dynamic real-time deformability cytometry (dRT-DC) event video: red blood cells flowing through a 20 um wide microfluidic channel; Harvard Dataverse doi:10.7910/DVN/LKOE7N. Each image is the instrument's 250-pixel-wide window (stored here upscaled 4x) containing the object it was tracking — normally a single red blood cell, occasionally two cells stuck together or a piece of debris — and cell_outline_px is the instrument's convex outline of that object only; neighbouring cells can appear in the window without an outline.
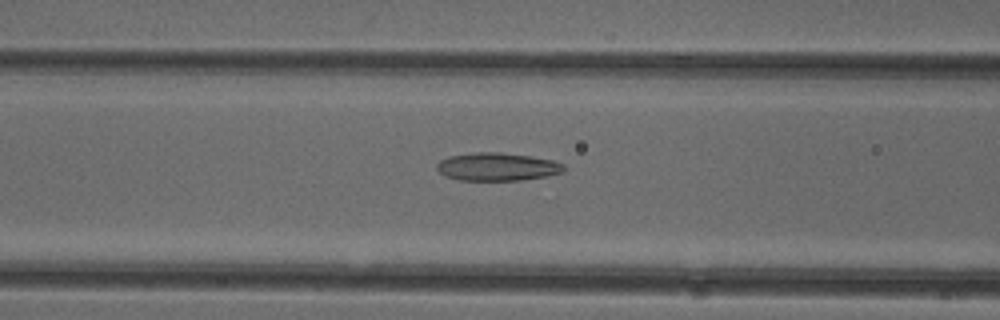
{"species": "common noctule bat (a hibernating species)", "species_latin": "Nyctalus noctula", "temperature_condition": "cold", "stored_images_in_passage": 36, "camera_frame_rate_fps": 3000, "um_per_image_px": 0.085, "animal": {"sex": "female"}, "frame": {"image": 1, "passage_image": 5, "time_ms": 1.333, "image_size_px": [1000, 320], "cell_outline_px": [[564, 172], [544, 176], [520, 180], [460, 180], [444, 176], [436, 168], [436, 164], [440, 160], [448, 156], [476, 152], [500, 152], [532, 156], [552, 160], [564, 164]], "centroid_in_image_um": [42.24, 14.16], "position_along_channel_um": 124.4, "area_um2": 20.75}}
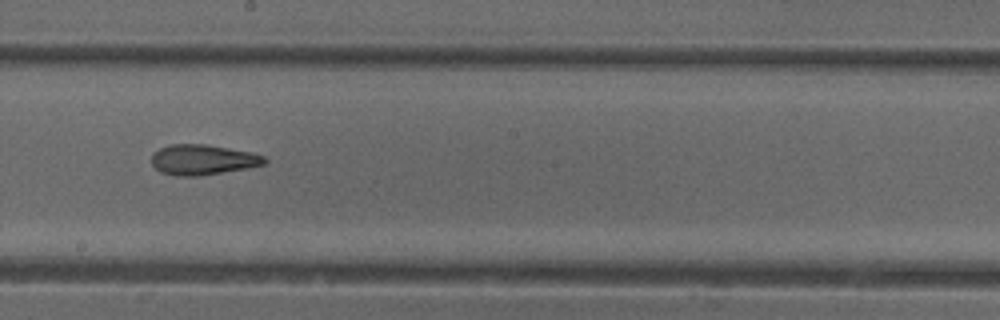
{"frame": {"image": 2, "passage_image": 13, "time_ms": 4.0, "image_size_px": [1000, 320], "cell_outline_px": [[268, 160], [264, 164], [248, 168], [196, 176], [176, 176], [160, 172], [152, 164], [152, 152], [160, 148], [172, 144], [204, 144], [252, 152], [264, 156]], "centroid_in_image_um": [17.23, 13.57], "position_along_channel_um": 231.0, "area_um2": 19.88}}
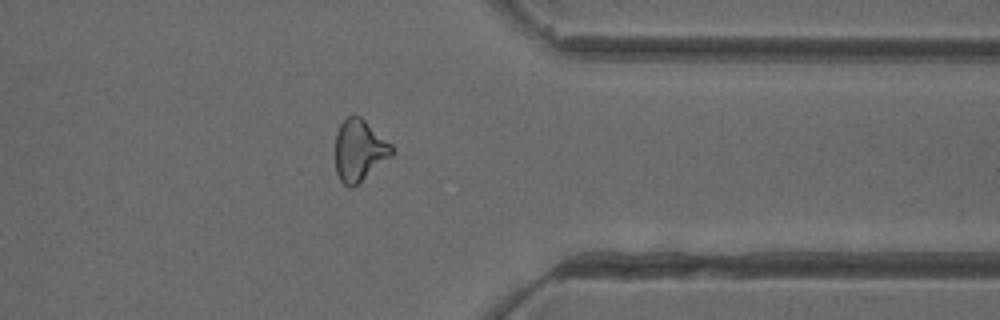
{"frame": {"image": 3, "passage_image": 25, "time_ms": 8.0, "image_size_px": [1000, 320], "cell_outline_px": [[392, 156], [352, 188], [348, 188], [340, 180], [336, 172], [336, 132], [340, 124], [348, 116], [360, 116], [392, 144]], "centroid_in_image_um": [30.53, 12.79], "position_along_channel_um": 380.9, "area_um2": 20.11}, "authors_computed_cell_mechanics": {"area_um2": 20.0566, "velocity_mm_per_s": 3.9948, "shape_relaxation_time_tau1_ms": null, "shape_relaxation_time_tau2_ms": 1.8639, "deformation_change_tau1": null, "deformation_change_tau2": 0.1021}}